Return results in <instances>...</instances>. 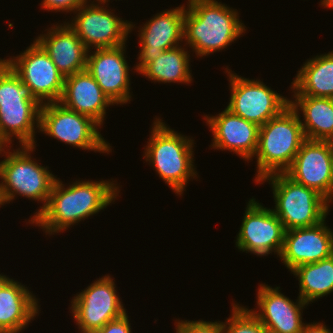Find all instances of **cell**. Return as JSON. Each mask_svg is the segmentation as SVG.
Here are the masks:
<instances>
[{"mask_svg": "<svg viewBox=\"0 0 333 333\" xmlns=\"http://www.w3.org/2000/svg\"><path fill=\"white\" fill-rule=\"evenodd\" d=\"M56 178L45 208L30 222L52 235L107 208L120 192L107 180L76 181L67 188Z\"/></svg>", "mask_w": 333, "mask_h": 333, "instance_id": "6da1fadb", "label": "cell"}, {"mask_svg": "<svg viewBox=\"0 0 333 333\" xmlns=\"http://www.w3.org/2000/svg\"><path fill=\"white\" fill-rule=\"evenodd\" d=\"M184 16V41L196 56L226 48L245 33L237 9L216 0H188Z\"/></svg>", "mask_w": 333, "mask_h": 333, "instance_id": "7a4b0ae2", "label": "cell"}, {"mask_svg": "<svg viewBox=\"0 0 333 333\" xmlns=\"http://www.w3.org/2000/svg\"><path fill=\"white\" fill-rule=\"evenodd\" d=\"M155 119L144 158L173 192L182 196L187 181L198 174L193 165L194 140L172 130L162 119Z\"/></svg>", "mask_w": 333, "mask_h": 333, "instance_id": "3957f363", "label": "cell"}, {"mask_svg": "<svg viewBox=\"0 0 333 333\" xmlns=\"http://www.w3.org/2000/svg\"><path fill=\"white\" fill-rule=\"evenodd\" d=\"M300 118V112L289 105L260 126L254 154L257 160L255 182L274 173H284L291 166L306 140Z\"/></svg>", "mask_w": 333, "mask_h": 333, "instance_id": "277c9868", "label": "cell"}, {"mask_svg": "<svg viewBox=\"0 0 333 333\" xmlns=\"http://www.w3.org/2000/svg\"><path fill=\"white\" fill-rule=\"evenodd\" d=\"M22 148V149H21ZM35 146H20L16 151L4 149L5 159L0 162V204L10 203L15 195L26 197L30 200L41 201L43 205L29 219L30 223L47 205L52 186L56 176L46 167L39 165L31 158Z\"/></svg>", "mask_w": 333, "mask_h": 333, "instance_id": "5b68a950", "label": "cell"}, {"mask_svg": "<svg viewBox=\"0 0 333 333\" xmlns=\"http://www.w3.org/2000/svg\"><path fill=\"white\" fill-rule=\"evenodd\" d=\"M267 180L275 200L272 211L285 230L312 227L326 219L329 202L315 190L293 181L285 173L268 175L257 183L263 184Z\"/></svg>", "mask_w": 333, "mask_h": 333, "instance_id": "8992f818", "label": "cell"}, {"mask_svg": "<svg viewBox=\"0 0 333 333\" xmlns=\"http://www.w3.org/2000/svg\"><path fill=\"white\" fill-rule=\"evenodd\" d=\"M100 127L92 118L72 111L60 102L43 104L40 109V132L82 150L109 154L111 146L98 131Z\"/></svg>", "mask_w": 333, "mask_h": 333, "instance_id": "52a82bcc", "label": "cell"}, {"mask_svg": "<svg viewBox=\"0 0 333 333\" xmlns=\"http://www.w3.org/2000/svg\"><path fill=\"white\" fill-rule=\"evenodd\" d=\"M88 3L87 0L74 12L76 16L71 23L66 22L85 47L91 51V47L113 48L126 44L128 34L135 24L109 11L105 1L98 0V5L94 1L90 5Z\"/></svg>", "mask_w": 333, "mask_h": 333, "instance_id": "ba28073f", "label": "cell"}, {"mask_svg": "<svg viewBox=\"0 0 333 333\" xmlns=\"http://www.w3.org/2000/svg\"><path fill=\"white\" fill-rule=\"evenodd\" d=\"M225 69L231 86L230 102L226 108L235 115L262 126L290 105V99L271 90L261 80L240 77L228 66Z\"/></svg>", "mask_w": 333, "mask_h": 333, "instance_id": "9c48e42d", "label": "cell"}, {"mask_svg": "<svg viewBox=\"0 0 333 333\" xmlns=\"http://www.w3.org/2000/svg\"><path fill=\"white\" fill-rule=\"evenodd\" d=\"M113 280L105 275L71 300L72 316L81 333H95L126 313Z\"/></svg>", "mask_w": 333, "mask_h": 333, "instance_id": "30bf717a", "label": "cell"}, {"mask_svg": "<svg viewBox=\"0 0 333 333\" xmlns=\"http://www.w3.org/2000/svg\"><path fill=\"white\" fill-rule=\"evenodd\" d=\"M5 62L31 88L42 105L60 101L65 77L36 40L23 53L5 59Z\"/></svg>", "mask_w": 333, "mask_h": 333, "instance_id": "8fae6325", "label": "cell"}, {"mask_svg": "<svg viewBox=\"0 0 333 333\" xmlns=\"http://www.w3.org/2000/svg\"><path fill=\"white\" fill-rule=\"evenodd\" d=\"M285 232L282 222L272 209L262 206L252 197L242 219L236 247L258 256H266L272 252L280 256Z\"/></svg>", "mask_w": 333, "mask_h": 333, "instance_id": "7c38bea8", "label": "cell"}, {"mask_svg": "<svg viewBox=\"0 0 333 333\" xmlns=\"http://www.w3.org/2000/svg\"><path fill=\"white\" fill-rule=\"evenodd\" d=\"M284 173L333 202L332 142L306 139Z\"/></svg>", "mask_w": 333, "mask_h": 333, "instance_id": "4fadbf2b", "label": "cell"}, {"mask_svg": "<svg viewBox=\"0 0 333 333\" xmlns=\"http://www.w3.org/2000/svg\"><path fill=\"white\" fill-rule=\"evenodd\" d=\"M125 44L113 48H97L87 53L86 70L95 79L103 93L113 104H126L131 100L129 64Z\"/></svg>", "mask_w": 333, "mask_h": 333, "instance_id": "5bb4252c", "label": "cell"}, {"mask_svg": "<svg viewBox=\"0 0 333 333\" xmlns=\"http://www.w3.org/2000/svg\"><path fill=\"white\" fill-rule=\"evenodd\" d=\"M185 6L181 5L167 11L157 13L140 27L138 56L135 70L139 73L147 64L157 59L164 50L179 46L184 39Z\"/></svg>", "mask_w": 333, "mask_h": 333, "instance_id": "9a60e30c", "label": "cell"}, {"mask_svg": "<svg viewBox=\"0 0 333 333\" xmlns=\"http://www.w3.org/2000/svg\"><path fill=\"white\" fill-rule=\"evenodd\" d=\"M333 254V230L325 220L312 227L286 230L280 259L292 271L308 263L318 262Z\"/></svg>", "mask_w": 333, "mask_h": 333, "instance_id": "2e32d148", "label": "cell"}, {"mask_svg": "<svg viewBox=\"0 0 333 333\" xmlns=\"http://www.w3.org/2000/svg\"><path fill=\"white\" fill-rule=\"evenodd\" d=\"M213 133L212 148L228 150L245 161L254 157L258 145L260 126L235 115L225 108L216 116H204Z\"/></svg>", "mask_w": 333, "mask_h": 333, "instance_id": "e0dca14e", "label": "cell"}, {"mask_svg": "<svg viewBox=\"0 0 333 333\" xmlns=\"http://www.w3.org/2000/svg\"><path fill=\"white\" fill-rule=\"evenodd\" d=\"M259 286L256 301L259 310H250L263 326L272 333H300L305 325L302 310L308 304L299 296L294 303L280 292V287Z\"/></svg>", "mask_w": 333, "mask_h": 333, "instance_id": "ac0fdd59", "label": "cell"}, {"mask_svg": "<svg viewBox=\"0 0 333 333\" xmlns=\"http://www.w3.org/2000/svg\"><path fill=\"white\" fill-rule=\"evenodd\" d=\"M35 40L64 77L86 70L88 49L66 22L57 23Z\"/></svg>", "mask_w": 333, "mask_h": 333, "instance_id": "d6986e66", "label": "cell"}, {"mask_svg": "<svg viewBox=\"0 0 333 333\" xmlns=\"http://www.w3.org/2000/svg\"><path fill=\"white\" fill-rule=\"evenodd\" d=\"M23 285L0 274V333H20L39 313L36 297Z\"/></svg>", "mask_w": 333, "mask_h": 333, "instance_id": "ffe728a7", "label": "cell"}, {"mask_svg": "<svg viewBox=\"0 0 333 333\" xmlns=\"http://www.w3.org/2000/svg\"><path fill=\"white\" fill-rule=\"evenodd\" d=\"M59 102L72 111L92 118L100 126L104 122L107 107L114 105L87 70L65 77Z\"/></svg>", "mask_w": 333, "mask_h": 333, "instance_id": "44dd1931", "label": "cell"}, {"mask_svg": "<svg viewBox=\"0 0 333 333\" xmlns=\"http://www.w3.org/2000/svg\"><path fill=\"white\" fill-rule=\"evenodd\" d=\"M41 107L40 102L0 104V145L10 147L15 135L21 146H36L34 127L39 129Z\"/></svg>", "mask_w": 333, "mask_h": 333, "instance_id": "7402d4cb", "label": "cell"}, {"mask_svg": "<svg viewBox=\"0 0 333 333\" xmlns=\"http://www.w3.org/2000/svg\"><path fill=\"white\" fill-rule=\"evenodd\" d=\"M291 84L293 96L333 98V51L308 59Z\"/></svg>", "mask_w": 333, "mask_h": 333, "instance_id": "603a6c76", "label": "cell"}, {"mask_svg": "<svg viewBox=\"0 0 333 333\" xmlns=\"http://www.w3.org/2000/svg\"><path fill=\"white\" fill-rule=\"evenodd\" d=\"M293 97L290 106L303 113L304 119L300 121L306 139L333 142V98Z\"/></svg>", "mask_w": 333, "mask_h": 333, "instance_id": "cb8c5ba5", "label": "cell"}, {"mask_svg": "<svg viewBox=\"0 0 333 333\" xmlns=\"http://www.w3.org/2000/svg\"><path fill=\"white\" fill-rule=\"evenodd\" d=\"M181 45L164 50L155 60L147 64L139 74L155 82L188 84L193 78L189 68L190 54Z\"/></svg>", "mask_w": 333, "mask_h": 333, "instance_id": "d4e9b609", "label": "cell"}, {"mask_svg": "<svg viewBox=\"0 0 333 333\" xmlns=\"http://www.w3.org/2000/svg\"><path fill=\"white\" fill-rule=\"evenodd\" d=\"M291 273L298 278L299 297L307 304L333 292V254L318 262L300 265Z\"/></svg>", "mask_w": 333, "mask_h": 333, "instance_id": "484cf974", "label": "cell"}, {"mask_svg": "<svg viewBox=\"0 0 333 333\" xmlns=\"http://www.w3.org/2000/svg\"><path fill=\"white\" fill-rule=\"evenodd\" d=\"M39 102L20 77L5 62L0 67V104Z\"/></svg>", "mask_w": 333, "mask_h": 333, "instance_id": "4316f807", "label": "cell"}, {"mask_svg": "<svg viewBox=\"0 0 333 333\" xmlns=\"http://www.w3.org/2000/svg\"><path fill=\"white\" fill-rule=\"evenodd\" d=\"M232 314L222 322L223 333H265L266 328L249 310L238 303H232Z\"/></svg>", "mask_w": 333, "mask_h": 333, "instance_id": "83f0119b", "label": "cell"}, {"mask_svg": "<svg viewBox=\"0 0 333 333\" xmlns=\"http://www.w3.org/2000/svg\"><path fill=\"white\" fill-rule=\"evenodd\" d=\"M176 333H223L222 322L178 320Z\"/></svg>", "mask_w": 333, "mask_h": 333, "instance_id": "f1b7e54d", "label": "cell"}, {"mask_svg": "<svg viewBox=\"0 0 333 333\" xmlns=\"http://www.w3.org/2000/svg\"><path fill=\"white\" fill-rule=\"evenodd\" d=\"M87 0H43L40 4L43 9L48 11H66L75 12L81 7Z\"/></svg>", "mask_w": 333, "mask_h": 333, "instance_id": "f546056e", "label": "cell"}, {"mask_svg": "<svg viewBox=\"0 0 333 333\" xmlns=\"http://www.w3.org/2000/svg\"><path fill=\"white\" fill-rule=\"evenodd\" d=\"M127 313L121 317L109 321L95 333H132Z\"/></svg>", "mask_w": 333, "mask_h": 333, "instance_id": "4dcf8cb0", "label": "cell"}, {"mask_svg": "<svg viewBox=\"0 0 333 333\" xmlns=\"http://www.w3.org/2000/svg\"><path fill=\"white\" fill-rule=\"evenodd\" d=\"M300 333H333L330 329H327L323 323H308L305 324Z\"/></svg>", "mask_w": 333, "mask_h": 333, "instance_id": "1f68e13d", "label": "cell"}, {"mask_svg": "<svg viewBox=\"0 0 333 333\" xmlns=\"http://www.w3.org/2000/svg\"><path fill=\"white\" fill-rule=\"evenodd\" d=\"M322 7L332 8L333 9V0H321Z\"/></svg>", "mask_w": 333, "mask_h": 333, "instance_id": "d6a6232c", "label": "cell"}, {"mask_svg": "<svg viewBox=\"0 0 333 333\" xmlns=\"http://www.w3.org/2000/svg\"><path fill=\"white\" fill-rule=\"evenodd\" d=\"M5 63V59L0 58V67Z\"/></svg>", "mask_w": 333, "mask_h": 333, "instance_id": "836d02e7", "label": "cell"}, {"mask_svg": "<svg viewBox=\"0 0 333 333\" xmlns=\"http://www.w3.org/2000/svg\"><path fill=\"white\" fill-rule=\"evenodd\" d=\"M332 169H333V142H332Z\"/></svg>", "mask_w": 333, "mask_h": 333, "instance_id": "e575fe53", "label": "cell"}]
</instances>
